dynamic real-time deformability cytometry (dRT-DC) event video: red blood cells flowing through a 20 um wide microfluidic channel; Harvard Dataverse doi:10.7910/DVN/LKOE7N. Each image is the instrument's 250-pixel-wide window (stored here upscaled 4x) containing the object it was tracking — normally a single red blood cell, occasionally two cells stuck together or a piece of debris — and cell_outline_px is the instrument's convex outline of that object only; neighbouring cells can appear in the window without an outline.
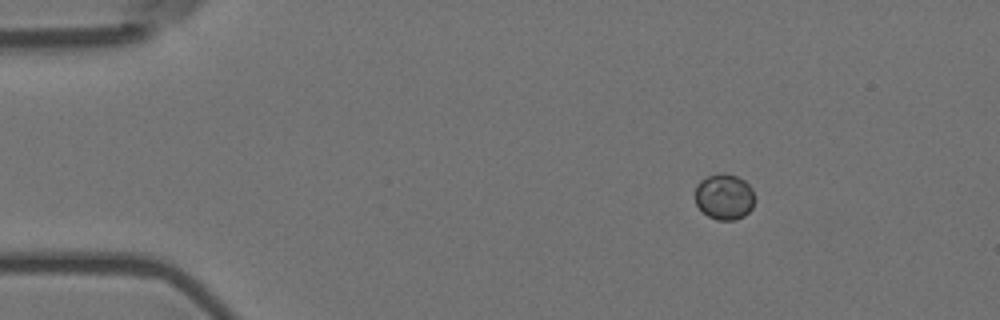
{"species": "Egyptian fruit bat (a non-hibernating species)", "species_latin": "Rousettus aegyptiacus", "temperature_condition": "room temperature", "stored_images_in_passage": 6, "camera_frame_rate_fps": 3000, "um_per_image_px": 0.085, "animal": {"sex": "female"}, "frame": {"image": 1, "passage_image": 2, "time_ms": 0.333, "image_size_px": [1000, 320], "cell_outline_px": [[756, 200], [752, 208], [744, 216], [736, 220], [716, 220], [708, 216], [696, 204], [696, 184], [700, 180], [708, 176], [724, 172], [736, 176], [744, 180], [752, 188]], "centroid_in_image_um": [61.59, 16.72], "position_along_channel_um": 23.4, "area_um2": 16.07}}
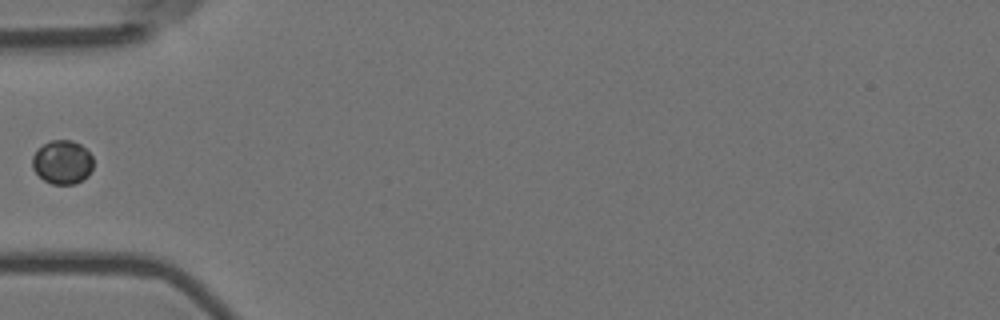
{"frame": {"image": 2, "passage_image": 5, "time_ms": 1.333, "image_size_px": [1000, 320], "cell_outline_px": [[92, 168], [88, 176], [76, 184], [52, 184], [44, 180], [32, 168], [32, 156], [44, 144], [52, 140], [72, 140], [80, 144], [92, 156]], "centroid_in_image_um": [5.3, 13.79], "position_along_channel_um": 79.7, "area_um2": 15.43}}
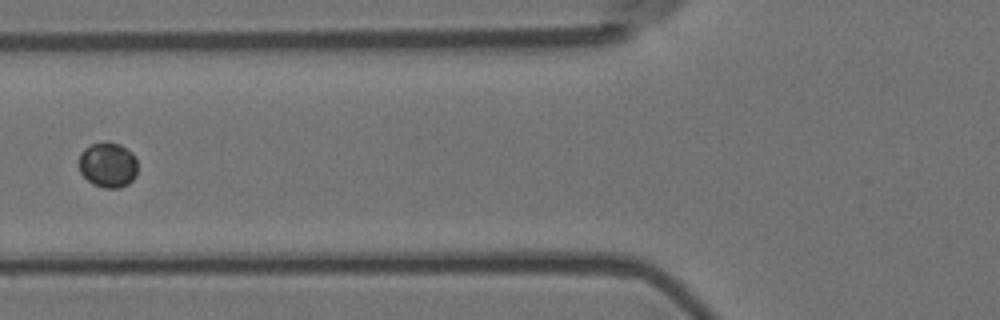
{"frame": {"image": 3, "passage_image": 6, "time_ms": 1.667, "image_size_px": [1000, 320], "cell_outline_px": [[136, 176], [128, 184], [120, 188], [104, 188], [92, 184], [80, 172], [80, 152], [84, 148], [92, 144], [104, 140], [108, 140], [120, 144], [132, 152], [136, 160]], "centroid_in_image_um": [9.17, 13.99], "position_along_channel_um": 116.6, "area_um2": 15.66}}